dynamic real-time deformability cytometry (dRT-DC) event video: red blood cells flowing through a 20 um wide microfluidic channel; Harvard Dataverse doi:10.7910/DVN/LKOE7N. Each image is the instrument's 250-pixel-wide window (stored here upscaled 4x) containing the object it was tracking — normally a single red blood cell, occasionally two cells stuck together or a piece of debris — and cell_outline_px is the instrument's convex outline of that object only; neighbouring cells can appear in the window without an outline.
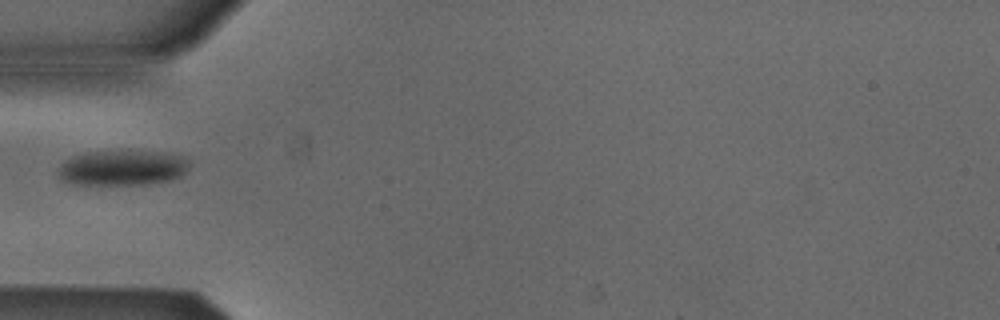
{"species": "Egyptian fruit bat (a non-hibernating species)", "species_latin": "Rousettus aegyptiacus", "temperature_condition": "cold", "stored_images_in_passage": 37, "camera_frame_rate_fps": 3000, "um_per_image_px": 0.085, "animal": {"sex": "male"}, "frame": {"image": 1, "passage_image": 1, "time_ms": 0.0, "image_size_px": [1000, 320], "cell_outline_px": [[188, 168], [180, 176], [172, 180], [148, 184], [72, 184], [64, 180], [60, 176], [60, 164], [64, 160], [72, 156], [88, 152], [128, 148], [172, 152], [184, 156], [188, 160]], "centroid_in_image_um": [10.47, 14.2], "position_along_channel_um": 74.5, "area_um2": 27.92}}
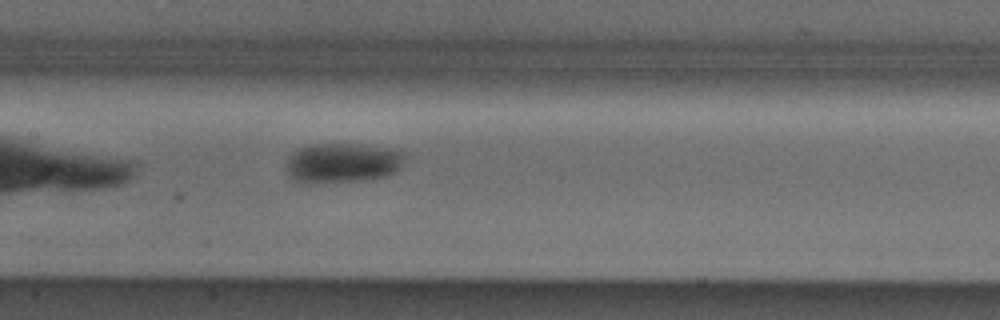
{"frame": {"image": 2, "passage_image": 9, "time_ms": 2.667, "image_size_px": [1000, 320], "cell_outline_px": [[408, 156], [404, 164], [396, 172], [384, 176], [360, 180], [312, 184], [304, 184], [292, 180], [288, 172], [288, 160], [292, 152], [308, 144], [360, 144], [392, 148], [404, 152]], "centroid_in_image_um": [29.15, 13.84], "position_along_channel_um": 178.2, "area_um2": 27.98}}
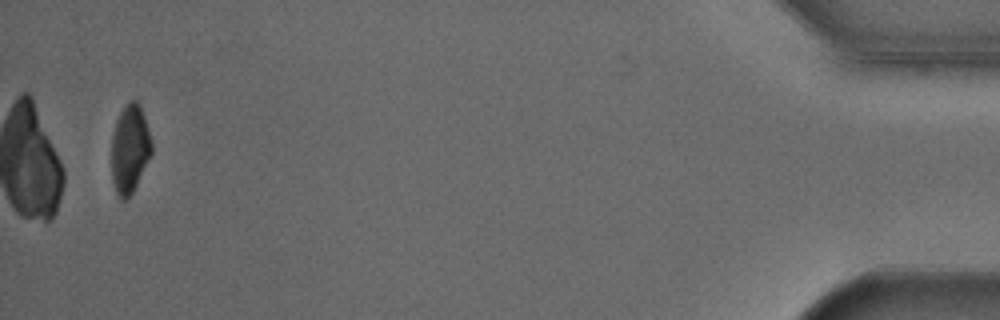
{"frame": {"image": 3, "passage_image": 35, "time_ms": 11.333, "image_size_px": [1000, 320], "cell_outline_px": [[152, 152], [132, 192], [124, 200], [120, 200], [116, 192], [112, 180], [112, 136], [116, 120], [120, 112], [128, 100], [136, 100], [140, 104], [144, 116], [152, 144]], "centroid_in_image_um": [11.02, 12.62], "position_along_channel_um": 424.2, "area_um2": 20.4}}